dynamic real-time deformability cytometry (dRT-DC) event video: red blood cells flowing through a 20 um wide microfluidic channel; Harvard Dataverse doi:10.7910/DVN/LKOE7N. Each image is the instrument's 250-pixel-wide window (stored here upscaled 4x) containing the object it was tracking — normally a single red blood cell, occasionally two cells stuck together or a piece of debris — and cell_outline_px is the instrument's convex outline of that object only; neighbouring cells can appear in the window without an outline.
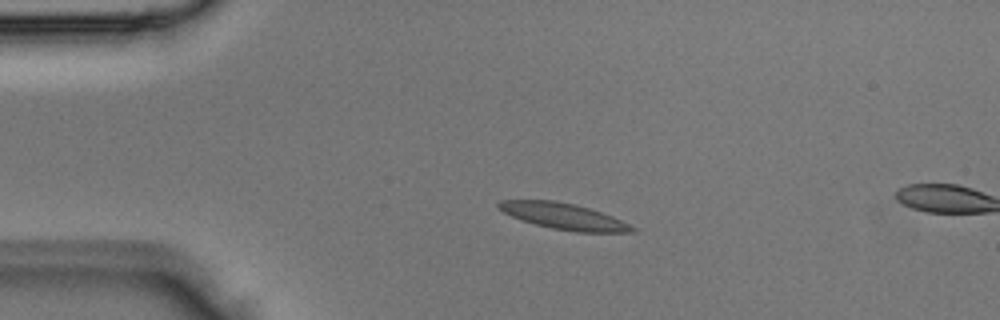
{"species": "Egyptian fruit bat (a non-hibernating species)", "species_latin": "Rousettus aegyptiacus", "temperature_condition": "room temperature", "stored_images_in_passage": 2, "camera_frame_rate_fps": 3000, "um_per_image_px": 0.085, "animal": {"sex": "male"}, "frame": {"image": 1, "passage_image": 1, "time_ms": 0.0, "image_size_px": [1000, 320], "cell_outline_px": [[636, 232], [576, 232], [552, 228], [536, 224], [512, 216], [496, 208], [496, 204], [500, 200], [556, 200], [576, 204], [612, 216], [636, 228]], "centroid_in_image_um": [47.89, 18.37], "position_along_channel_um": 37.1, "area_um2": 20.17}}